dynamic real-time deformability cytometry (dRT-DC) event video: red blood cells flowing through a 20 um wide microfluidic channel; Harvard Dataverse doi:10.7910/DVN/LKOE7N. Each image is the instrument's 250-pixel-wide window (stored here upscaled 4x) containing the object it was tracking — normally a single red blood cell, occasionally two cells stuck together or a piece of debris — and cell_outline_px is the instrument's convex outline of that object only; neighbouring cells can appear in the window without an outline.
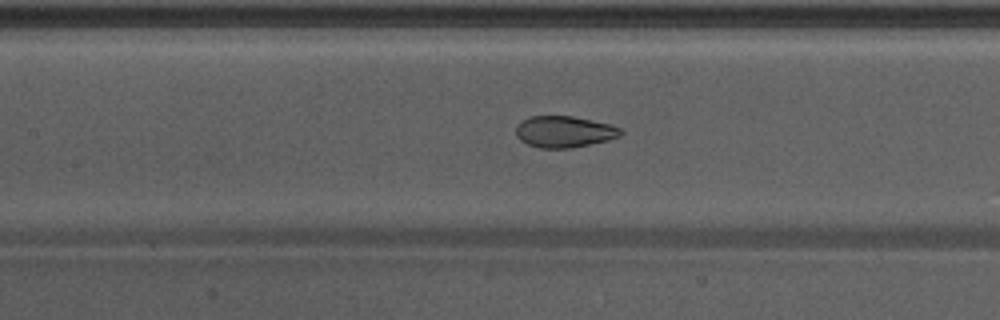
{"species": "Egyptian fruit bat (a non-hibernating species)", "species_latin": "Rousettus aegyptiacus", "temperature_condition": "warm", "stored_images_in_passage": 52, "camera_frame_rate_fps": 3000, "um_per_image_px": 0.085, "animal": {"sex": "male"}, "frame": {"image": 1, "passage_image": 23, "time_ms": 7.333, "image_size_px": [1000, 320], "cell_outline_px": [[624, 132], [620, 136], [608, 140], [572, 148], [540, 148], [528, 144], [520, 140], [516, 136], [516, 124], [520, 120], [532, 116], [572, 116], [608, 124], [620, 128]], "centroid_in_image_um": [47.93, 11.2], "position_along_channel_um": 159.5, "area_um2": 19.19}}
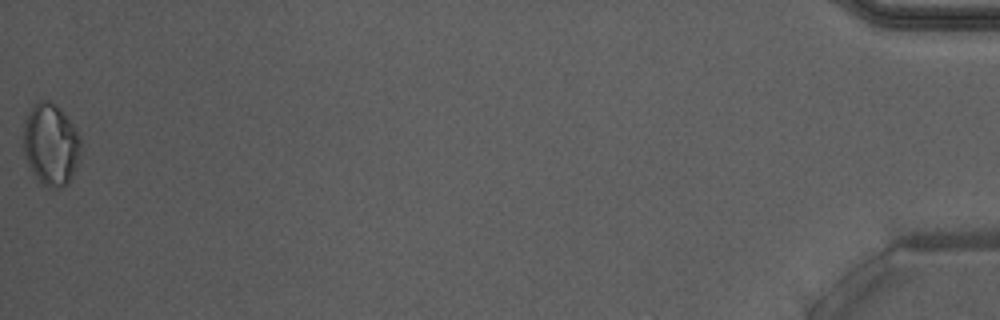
{"frame": {"image": 2, "passage_image": 52, "time_ms": 17.0, "image_size_px": [1000, 320], "cell_outline_px": [[80, 160], [68, 184], [64, 188], [48, 188], [40, 184], [24, 152], [24, 124], [32, 108], [40, 100], [52, 100], [60, 108], [76, 128], [80, 136]], "centroid_in_image_um": [4.37, 12.3], "position_along_channel_um": 430.8, "area_um2": 27.34}, "authors_computed_cell_mechanics": {"area_um2": 21.8484, "velocity_mm_per_s": 3.9262, "shape_relaxation_time_tau1_ms": 8.0457, "shape_relaxation_time_tau2_ms": null, "deformation_change_tau1": 0.2092, "deformation_change_tau2": null}}